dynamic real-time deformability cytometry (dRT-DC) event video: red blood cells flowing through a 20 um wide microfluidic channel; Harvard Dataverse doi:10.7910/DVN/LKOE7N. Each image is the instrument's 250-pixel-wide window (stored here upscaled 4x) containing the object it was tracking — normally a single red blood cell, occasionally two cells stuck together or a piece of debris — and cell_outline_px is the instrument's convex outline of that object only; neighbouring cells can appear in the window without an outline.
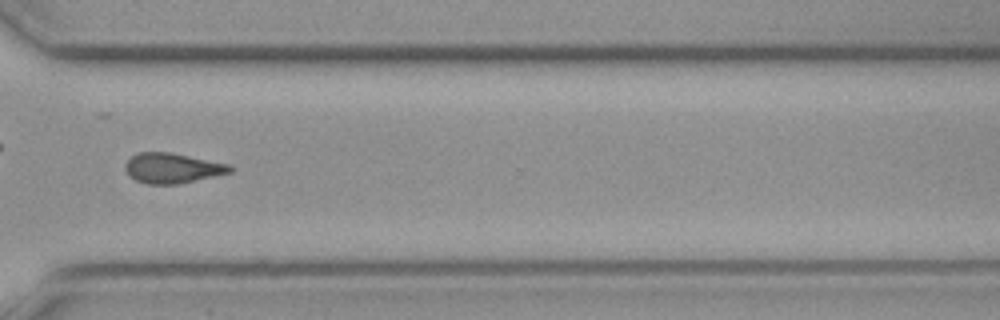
{"species": "common noctule bat (a hibernating species)", "species_latin": "Nyctalus noctula", "temperature_condition": "cold", "stored_images_in_passage": 51, "camera_frame_rate_fps": 3000, "um_per_image_px": 0.085, "animal": {"sex": "female", "body_mass_g": 19.3, "forearm_length_mm": 54.1}, "frame": {"image": 1, "passage_image": 37, "time_ms": 12.0, "image_size_px": [1000, 320], "cell_outline_px": [[232, 168], [228, 172], [168, 184], [156, 184], [140, 180], [132, 176], [128, 172], [128, 160], [132, 156], [144, 152], [160, 152], [224, 164]], "centroid_in_image_um": [14.56, 14.28], "position_along_channel_um": 356.0, "area_um2": 16.24}}
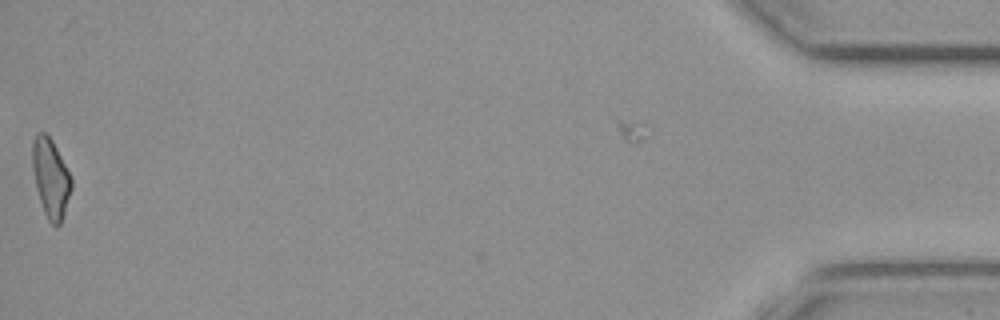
{"frame": {"image": 2, "passage_image": 51, "time_ms": 16.667, "image_size_px": [1000, 320], "cell_outline_px": [[68, 192], [60, 220], [56, 224], [48, 216], [44, 208], [40, 196], [36, 180], [36, 140], [44, 132], [48, 136], [68, 172]], "centroid_in_image_um": [4.33, 15.14], "position_along_channel_um": 430.9, "area_um2": 14.45}, "authors_computed_cell_mechanics": {"area_um2": 15.3748, "velocity_mm_per_s": 3.7524, "shape_relaxation_time_tau1_ms": 11.0164, "shape_relaxation_time_tau2_ms": null, "deformation_change_tau1": 0.2434, "deformation_change_tau2": null}}